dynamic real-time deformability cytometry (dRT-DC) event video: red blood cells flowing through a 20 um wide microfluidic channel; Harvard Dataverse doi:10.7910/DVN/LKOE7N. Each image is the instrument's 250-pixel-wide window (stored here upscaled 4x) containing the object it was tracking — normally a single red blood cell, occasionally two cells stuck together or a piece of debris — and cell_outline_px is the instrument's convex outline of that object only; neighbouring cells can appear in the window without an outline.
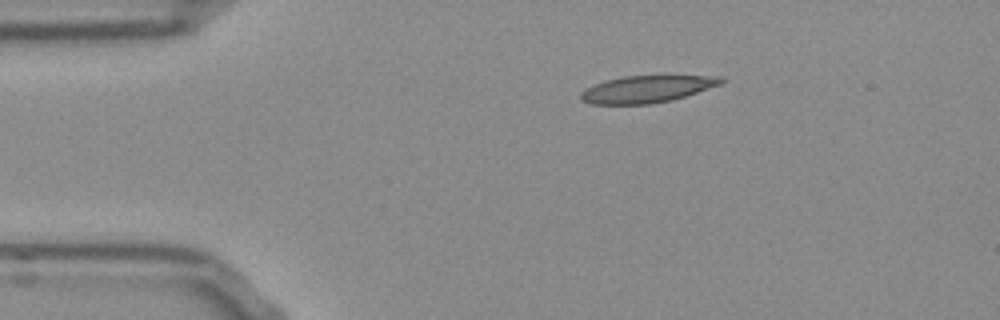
{"species": "Egyptian fruit bat (a non-hibernating species)", "species_latin": "Rousettus aegyptiacus", "temperature_condition": "room temperature", "stored_images_in_passage": 44, "camera_frame_rate_fps": 3000, "um_per_image_px": 0.085, "frame": {"image": 1, "passage_image": 1, "time_ms": 0.0, "image_size_px": [1000, 320], "cell_outline_px": [[728, 80], [724, 84], [672, 100], [652, 104], [592, 104], [580, 100], [580, 92], [604, 80], [624, 76], [724, 76]], "centroid_in_image_um": [55.05, 7.57], "position_along_channel_um": 30.0, "area_um2": 22.25}}
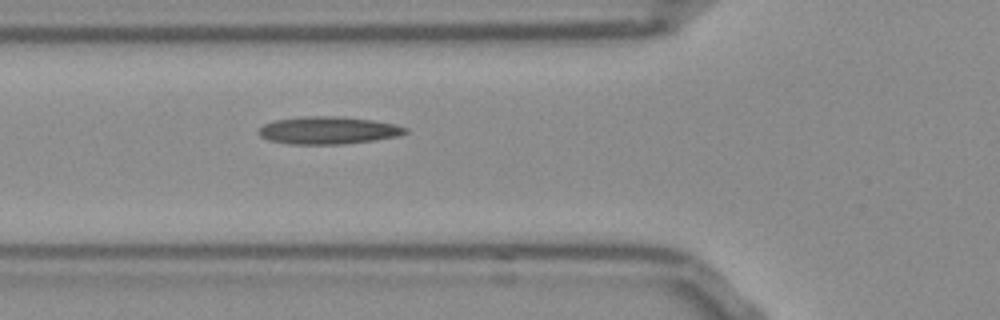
{"frame": {"image": 2, "passage_image": 10, "time_ms": 3.0, "image_size_px": [1000, 320], "cell_outline_px": [[408, 132], [400, 136], [376, 140], [340, 144], [288, 144], [268, 140], [260, 136], [256, 132], [264, 124], [272, 120], [304, 116], [344, 116], [372, 120], [396, 124], [408, 128]], "centroid_in_image_um": [27.9, 11.07], "position_along_channel_um": 97.9, "area_um2": 23.87}}
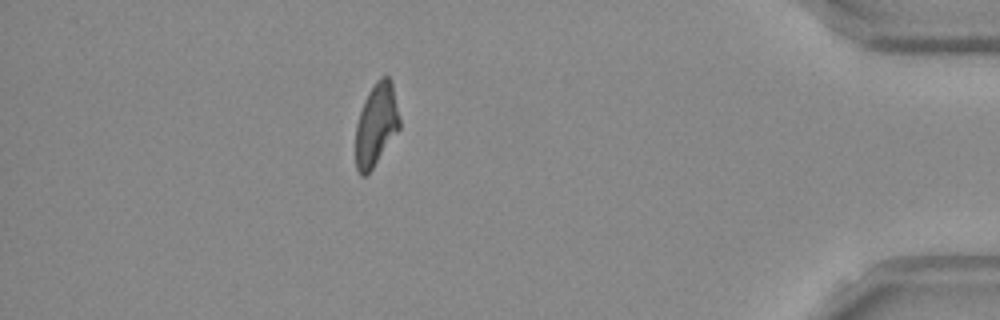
{"frame": {"image": 3, "passage_image": 38, "time_ms": 12.333, "image_size_px": [1000, 320], "cell_outline_px": [[400, 128], [372, 168], [364, 176], [360, 176], [356, 168], [356, 124], [364, 100], [368, 92], [376, 80], [380, 76], [388, 76], [392, 80], [400, 120]], "centroid_in_image_um": [31.98, 10.55], "position_along_channel_um": 403.2, "area_um2": 21.04}, "authors_computed_cell_mechanics": {"area_um2": 22.1374, "velocity_mm_per_s": 3.8014, "shape_relaxation_time_tau1_ms": null, "shape_relaxation_time_tau2_ms": 5.9768, "deformation_change_tau1": null, "deformation_change_tau2": 0.176}}